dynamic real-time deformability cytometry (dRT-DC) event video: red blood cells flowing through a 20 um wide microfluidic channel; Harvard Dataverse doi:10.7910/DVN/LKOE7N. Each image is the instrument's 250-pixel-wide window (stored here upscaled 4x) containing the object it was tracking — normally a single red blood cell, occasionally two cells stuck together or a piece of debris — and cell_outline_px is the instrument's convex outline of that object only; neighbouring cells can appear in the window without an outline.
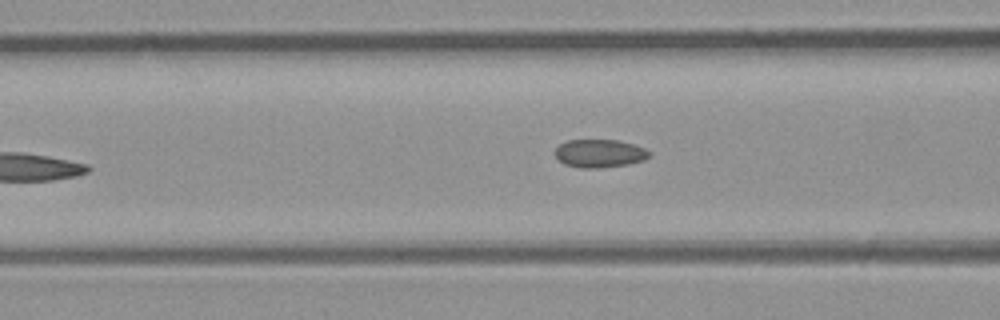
{"species": "common noctule bat (a hibernating species)", "species_latin": "Nyctalus noctula", "temperature_condition": "room temperature", "stored_images_in_passage": 8, "camera_frame_rate_fps": 3000, "um_per_image_px": 0.085, "animal": {"sex": "male", "body_mass_g": 23.1, "forearm_length_mm": 52.7}, "frame": {"image": 1, "passage_image": 7, "time_ms": 7.0, "image_size_px": [1000, 320], "cell_outline_px": [[652, 156], [644, 160], [628, 164], [600, 168], [580, 168], [564, 164], [556, 156], [556, 148], [560, 144], [568, 140], [616, 140], [632, 144], [644, 148], [652, 152]], "centroid_in_image_um": [51.0, 13.05], "position_along_channel_um": 115.6, "area_um2": 15.43}}
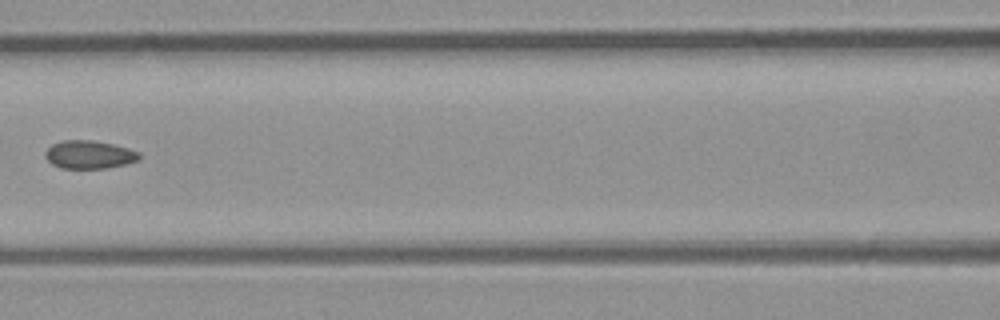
{"frame": {"image": 2, "passage_image": 8, "time_ms": 8.0, "image_size_px": [1000, 320], "cell_outline_px": [[140, 160], [108, 168], [60, 168], [52, 164], [44, 156], [44, 152], [52, 144], [64, 140], [92, 140], [112, 144], [128, 148], [140, 152]], "centroid_in_image_um": [7.58, 13.14], "position_along_channel_um": 159.0, "area_um2": 15.43}}